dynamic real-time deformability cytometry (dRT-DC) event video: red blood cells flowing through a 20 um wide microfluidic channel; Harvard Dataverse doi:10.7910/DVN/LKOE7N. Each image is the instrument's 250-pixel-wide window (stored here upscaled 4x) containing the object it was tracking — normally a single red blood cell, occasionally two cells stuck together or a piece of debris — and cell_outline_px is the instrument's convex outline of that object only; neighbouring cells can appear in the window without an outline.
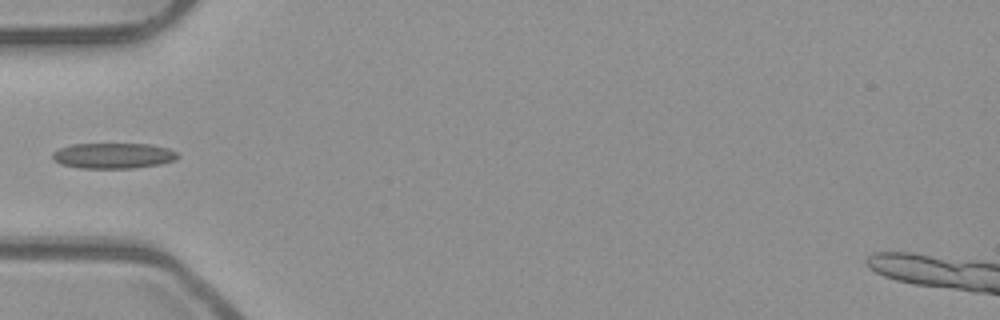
{"species": "common noctule bat (a hibernating species)", "species_latin": "Nyctalus noctula", "temperature_condition": "room temperature", "stored_images_in_passage": 24, "camera_frame_rate_fps": 3000, "um_per_image_px": 0.085, "animal": {"sex": "male", "body_mass_g": 23.1, "forearm_length_mm": 52.7}, "frame": {"image": 1, "passage_image": 1, "time_ms": 0.0, "image_size_px": [1000, 320], "cell_outline_px": [[180, 156], [176, 160], [160, 164], [132, 168], [80, 168], [60, 164], [52, 160], [52, 152], [60, 148], [72, 144], [148, 144], [168, 148], [176, 152]], "centroid_in_image_um": [9.61, 13.23], "position_along_channel_um": 75.4, "area_um2": 18.73}}